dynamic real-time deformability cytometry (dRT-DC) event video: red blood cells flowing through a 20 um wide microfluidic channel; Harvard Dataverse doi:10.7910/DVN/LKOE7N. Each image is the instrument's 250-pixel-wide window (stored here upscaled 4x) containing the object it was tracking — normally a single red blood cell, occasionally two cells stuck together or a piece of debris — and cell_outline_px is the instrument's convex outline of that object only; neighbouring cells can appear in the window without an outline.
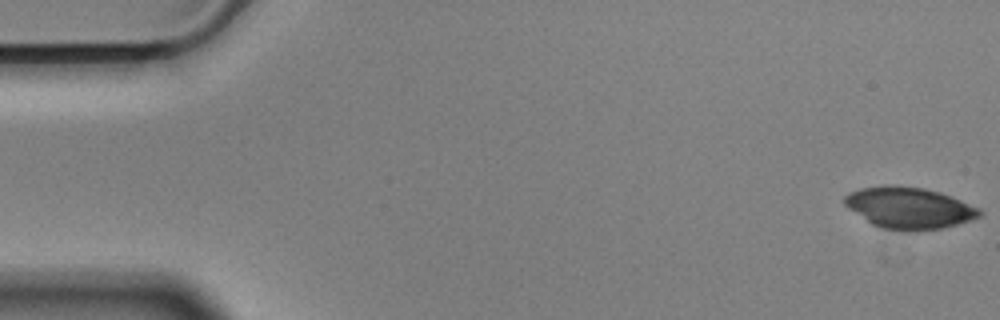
{"species": "Egyptian fruit bat (a non-hibernating species)", "species_latin": "Rousettus aegyptiacus", "temperature_condition": "cold", "stored_images_in_passage": 56, "camera_frame_rate_fps": 3000, "um_per_image_px": 0.085, "animal": {"sex": "male"}, "frame": {"image": 1, "passage_image": 1, "time_ms": 0.0, "image_size_px": [1000, 320], "cell_outline_px": [[984, 212], [980, 216], [956, 224], [940, 228], [916, 232], [880, 228], [872, 224], [848, 208], [844, 204], [844, 196], [860, 188], [884, 184], [892, 184], [924, 188], [940, 192], [980, 208]], "centroid_in_image_um": [77.26, 17.66], "position_along_channel_um": 7.7, "area_um2": 32.71}}
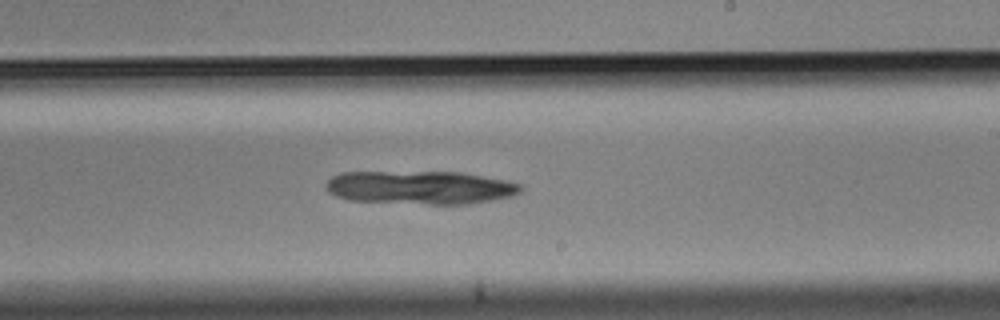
{"frame": {"image": 2, "passage_image": 33, "time_ms": 10.667, "image_size_px": [1000, 320], "cell_outline_px": [[524, 188], [520, 192], [512, 196], [492, 200], [468, 204], [428, 204], [348, 200], [336, 196], [328, 192], [324, 188], [324, 184], [332, 176], [340, 172], [460, 172], [508, 180], [524, 184]], "centroid_in_image_um": [35.74, 15.93], "position_along_channel_um": 253.3, "area_um2": 38.26}}
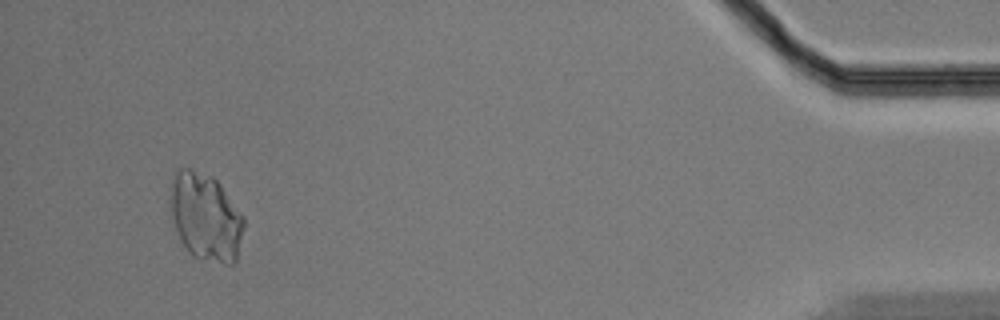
{"frame": {"image": 3, "passage_image": 53, "time_ms": 17.333, "image_size_px": [1000, 320], "cell_outline_px": [[244, 224], [236, 264], [224, 264], [192, 256], [188, 252], [180, 240], [172, 216], [168, 200], [168, 188], [176, 172], [180, 168], [188, 168], [212, 176], [220, 184], [244, 216]], "centroid_in_image_um": [17.46, 18.44], "position_along_channel_um": 417.7, "area_um2": 37.92}}